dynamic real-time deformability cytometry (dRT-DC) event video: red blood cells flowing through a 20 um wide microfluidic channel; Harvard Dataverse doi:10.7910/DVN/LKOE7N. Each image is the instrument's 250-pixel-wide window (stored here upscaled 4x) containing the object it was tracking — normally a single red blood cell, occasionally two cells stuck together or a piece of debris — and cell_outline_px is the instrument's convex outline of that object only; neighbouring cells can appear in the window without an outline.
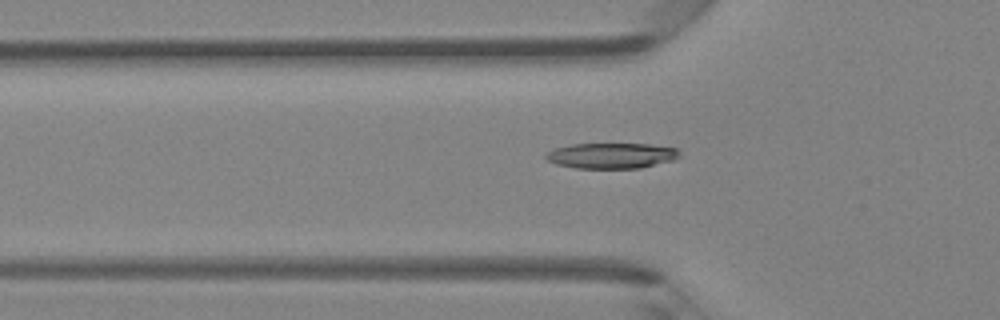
{"species": "Egyptian fruit bat (a non-hibernating species)", "species_latin": "Rousettus aegyptiacus", "temperature_condition": "room temperature", "stored_images_in_passage": 48, "camera_frame_rate_fps": 3000, "um_per_image_px": 0.085, "animal": {"sex": "female"}, "frame": {"image": 1, "passage_image": 16, "time_ms": 5.0, "image_size_px": [1000, 320], "cell_outline_px": [[680, 156], [672, 160], [640, 168], [576, 168], [556, 164], [548, 160], [544, 156], [552, 148], [572, 144], [652, 144], [676, 148], [680, 152]], "centroid_in_image_um": [51.96, 13.22], "position_along_channel_um": 73.8, "area_um2": 19.88}}
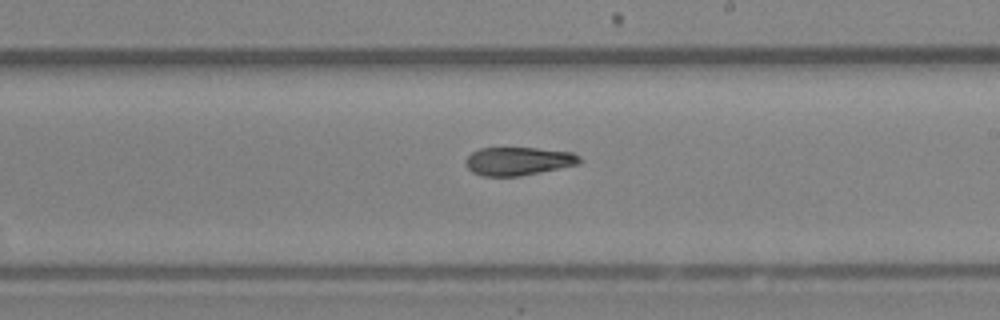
{"frame": {"image": 2, "passage_image": 28, "time_ms": 9.0, "image_size_px": [1000, 320], "cell_outline_px": [[584, 160], [580, 164], [520, 176], [484, 176], [472, 172], [468, 168], [464, 160], [472, 152], [480, 148], [536, 148], [572, 152], [580, 156]], "centroid_in_image_um": [44.08, 13.69], "position_along_channel_um": 244.9, "area_um2": 18.84}}
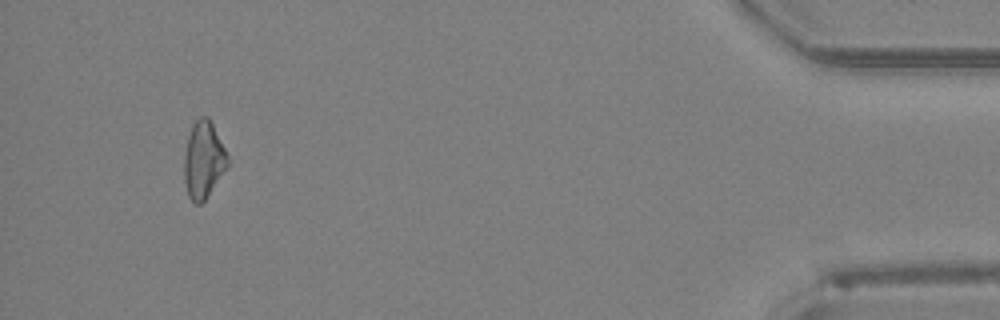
{"frame": {"image": 3, "passage_image": 45, "time_ms": 14.667, "image_size_px": [1000, 320], "cell_outline_px": [[228, 164], [204, 200], [200, 204], [196, 204], [188, 196], [184, 180], [184, 156], [188, 136], [192, 124], [200, 116], [208, 116], [228, 156]], "centroid_in_image_um": [17.26, 13.57], "position_along_channel_um": 417.9, "area_um2": 19.02}, "authors_computed_cell_mechanics": {"area_um2": 19.7098, "velocity_mm_per_s": 4.2915, "shape_relaxation_time_tau1_ms": 4.5267, "shape_relaxation_time_tau2_ms": 7.1614, "deformation_change_tau1": 0.1313, "deformation_change_tau2": 0.1634}}